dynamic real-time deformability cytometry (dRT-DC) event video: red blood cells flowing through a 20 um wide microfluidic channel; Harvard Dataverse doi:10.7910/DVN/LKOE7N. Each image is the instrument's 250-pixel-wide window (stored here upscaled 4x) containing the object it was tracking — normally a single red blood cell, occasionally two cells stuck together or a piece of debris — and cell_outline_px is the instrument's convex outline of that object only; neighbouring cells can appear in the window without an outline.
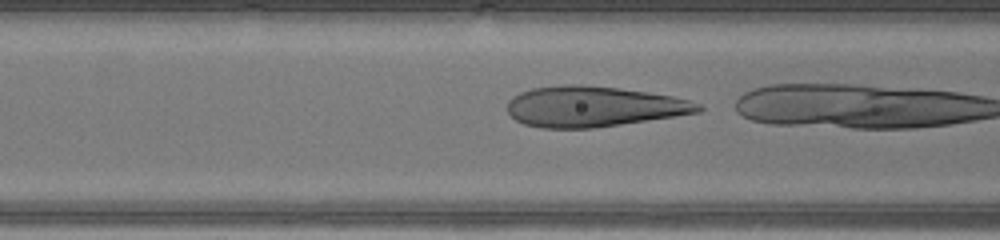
{"species": "human", "species_latin": "Homo sapiens", "temperature_condition": "warm", "stored_images_in_passage": 16, "camera_frame_rate_fps": 3000, "um_per_image_px": 0.085, "donor": {"sex": "male"}, "frame": {"image": 1, "passage_image": 15, "time_ms": 4.667, "image_size_px": [1000, 240], "cell_outline_px": [[704, 108], [700, 112], [620, 124], [592, 128], [544, 128], [524, 124], [516, 120], [508, 112], [508, 100], [512, 96], [520, 92], [532, 88], [564, 84], [580, 84], [620, 88], [648, 92], [672, 96], [688, 100], [700, 104]], "centroid_in_image_um": [50.41, 9.04], "position_along_channel_um": 116.2, "area_um2": 44.97}}